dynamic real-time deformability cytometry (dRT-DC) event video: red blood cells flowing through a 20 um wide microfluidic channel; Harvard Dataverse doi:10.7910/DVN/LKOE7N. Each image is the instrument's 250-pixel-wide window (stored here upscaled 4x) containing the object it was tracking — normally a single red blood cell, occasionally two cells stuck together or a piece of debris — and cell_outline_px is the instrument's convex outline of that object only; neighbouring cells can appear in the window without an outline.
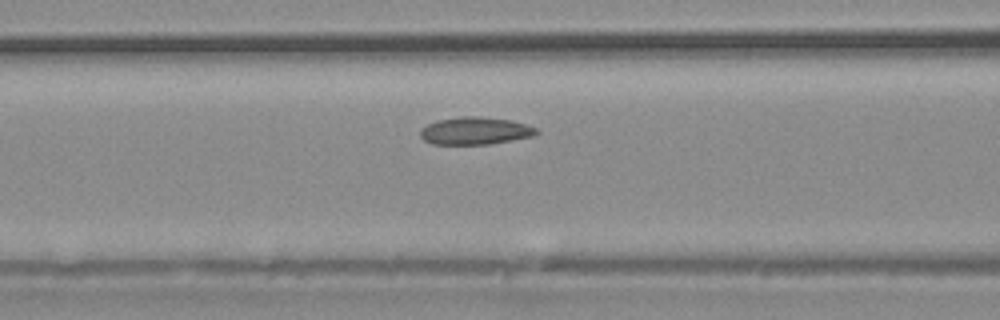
{"species": "common noctule bat (a hibernating species)", "species_latin": "Nyctalus noctula", "temperature_condition": "warm", "stored_images_in_passage": 34, "camera_frame_rate_fps": 3000, "um_per_image_px": 0.085, "animal": {"sex": "male", "body_mass_g": 20.4}, "frame": {"image": 1, "passage_image": 12, "time_ms": 3.667, "image_size_px": [1000, 320], "cell_outline_px": [[540, 132], [536, 136], [488, 144], [432, 144], [424, 140], [420, 136], [420, 128], [436, 120], [460, 116], [480, 116], [512, 120], [536, 128]], "centroid_in_image_um": [40.39, 11.11], "position_along_channel_um": 126.2, "area_um2": 18.79}}
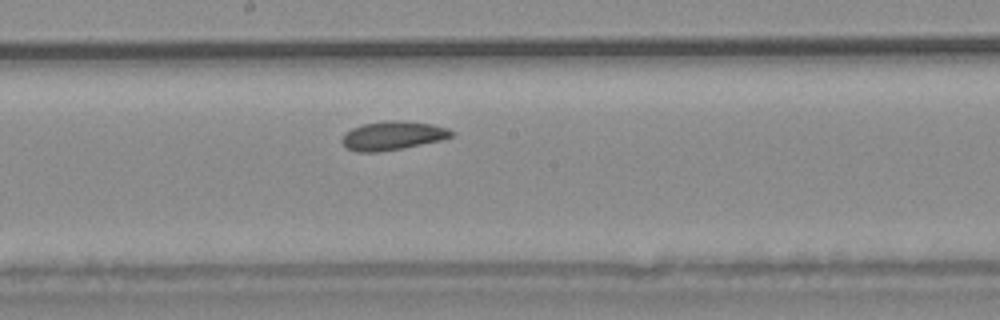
{"frame": {"image": 2, "passage_image": 17, "time_ms": 5.333, "image_size_px": [1000, 320], "cell_outline_px": [[452, 136], [440, 140], [404, 148], [380, 152], [356, 152], [348, 148], [340, 140], [352, 128], [364, 124], [388, 120], [432, 124], [448, 128], [452, 132]], "centroid_in_image_um": [33.37, 11.54], "position_along_channel_um": 214.8, "area_um2": 17.98}}
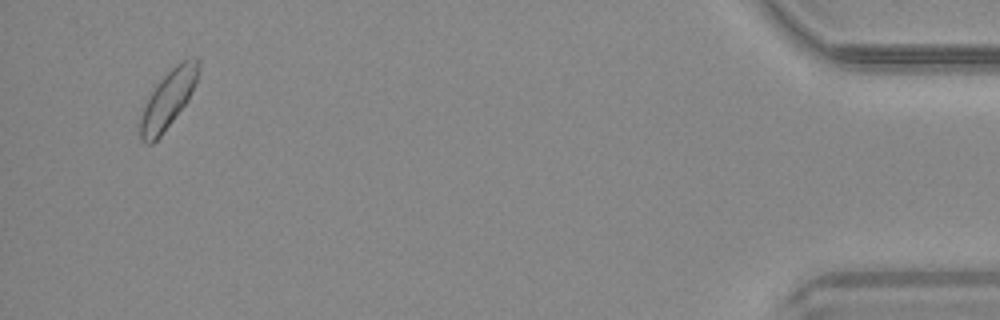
{"frame": {"image": 3, "passage_image": 33, "time_ms": 10.667, "image_size_px": [1000, 320], "cell_outline_px": [[200, 64], [196, 84], [188, 100], [160, 136], [152, 144], [144, 144], [140, 140], [136, 132], [136, 124], [140, 112], [144, 104], [156, 84], [176, 64], [188, 56], [200, 56]], "centroid_in_image_um": [14.23, 8.46], "position_along_channel_um": 421.0, "area_um2": 20.35}}